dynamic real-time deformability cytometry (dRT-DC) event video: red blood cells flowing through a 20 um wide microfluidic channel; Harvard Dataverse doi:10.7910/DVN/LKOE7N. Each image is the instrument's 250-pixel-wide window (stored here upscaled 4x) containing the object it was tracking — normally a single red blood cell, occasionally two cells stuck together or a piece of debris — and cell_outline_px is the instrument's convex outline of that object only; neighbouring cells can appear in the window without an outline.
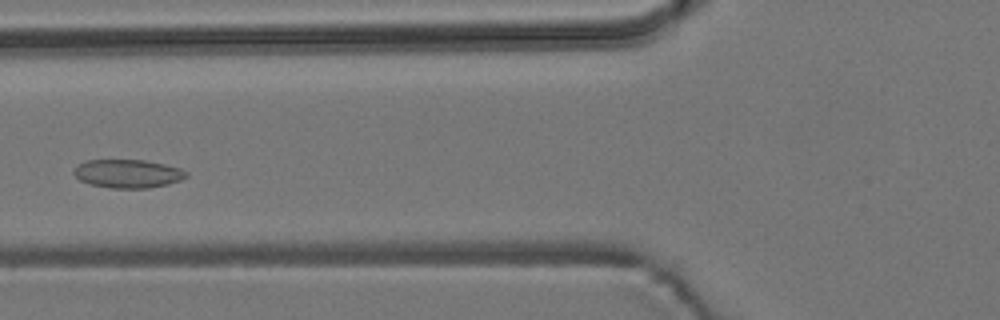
{"species": "common noctule bat (a hibernating species)", "species_latin": "Nyctalus noctula", "temperature_condition": "room temperature", "stored_images_in_passage": 5, "camera_frame_rate_fps": 3000, "um_per_image_px": 0.085, "animal": {"sex": "male", "body_mass_g": 19.2, "forearm_length_mm": 51.8}, "frame": {"image": 1, "passage_image": 5, "time_ms": 4.333, "image_size_px": [1000, 320], "cell_outline_px": [[188, 176], [180, 180], [168, 184], [148, 188], [108, 188], [88, 184], [80, 180], [72, 172], [76, 164], [88, 160], [144, 160], [164, 164], [180, 168], [188, 172]], "centroid_in_image_um": [10.84, 14.76], "position_along_channel_um": 115.0, "area_um2": 18.79}}